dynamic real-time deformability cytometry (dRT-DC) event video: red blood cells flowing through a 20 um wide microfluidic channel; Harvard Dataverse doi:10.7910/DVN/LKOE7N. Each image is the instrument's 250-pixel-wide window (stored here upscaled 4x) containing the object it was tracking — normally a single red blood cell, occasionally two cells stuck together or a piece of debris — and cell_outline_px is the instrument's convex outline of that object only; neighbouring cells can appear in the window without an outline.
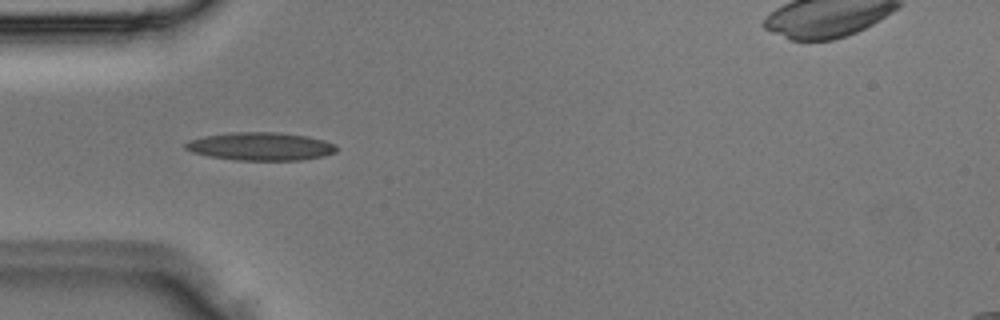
{"species": "Egyptian fruit bat (a non-hibernating species)", "species_latin": "Rousettus aegyptiacus", "temperature_condition": "room temperature", "stored_images_in_passage": 4, "camera_frame_rate_fps": 3000, "um_per_image_px": 0.085, "animal": {"sex": "male"}, "frame": {"image": 1, "passage_image": 3, "time_ms": 0.667, "image_size_px": [1000, 320], "cell_outline_px": [[336, 152], [324, 156], [300, 160], [236, 160], [208, 156], [192, 152], [184, 148], [184, 144], [188, 140], [204, 136], [232, 132], [280, 132], [308, 136], [324, 140], [336, 144]], "centroid_in_image_um": [22.15, 12.44], "position_along_channel_um": 62.9, "area_um2": 24.85}}